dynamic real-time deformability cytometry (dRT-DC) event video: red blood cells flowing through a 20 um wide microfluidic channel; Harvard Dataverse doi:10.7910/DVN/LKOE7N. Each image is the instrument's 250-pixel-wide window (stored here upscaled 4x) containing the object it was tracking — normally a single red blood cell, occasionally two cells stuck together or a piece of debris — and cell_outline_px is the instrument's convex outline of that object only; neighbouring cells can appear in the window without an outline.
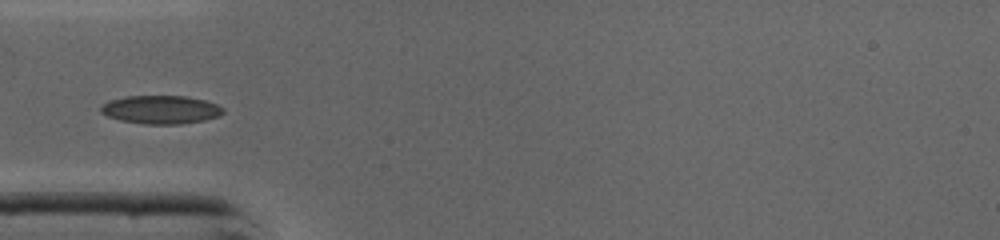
{"species": "common noctule bat (a hibernating species)", "species_latin": "Nyctalus noctula", "temperature_condition": "cold", "stored_images_in_passage": 35, "camera_frame_rate_fps": 3000, "um_per_image_px": 0.085, "animal": {"sex": "male", "body_mass_g": 19.0, "forearm_length_mm": 50.8}, "frame": {"image": 1, "passage_image": 3, "time_ms": 0.667, "image_size_px": [1000, 240], "cell_outline_px": [[224, 112], [220, 116], [204, 120], [180, 124], [144, 124], [120, 120], [108, 116], [100, 112], [100, 108], [104, 104], [112, 100], [128, 96], [184, 96], [204, 100], [216, 104], [224, 108]], "centroid_in_image_um": [13.7, 9.32], "position_along_channel_um": 71.3, "area_um2": 20.06}}
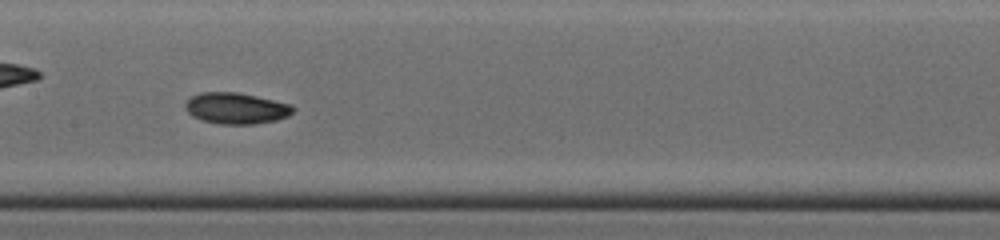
{"frame": {"image": 2, "passage_image": 11, "time_ms": 3.333, "image_size_px": [1000, 240], "cell_outline_px": [[296, 108], [288, 116], [276, 120], [256, 124], [216, 124], [200, 120], [192, 116], [184, 108], [184, 104], [192, 96], [200, 92], [236, 92], [256, 96], [292, 104]], "centroid_in_image_um": [20.06, 9.21], "position_along_channel_um": 187.3, "area_um2": 19.77}}
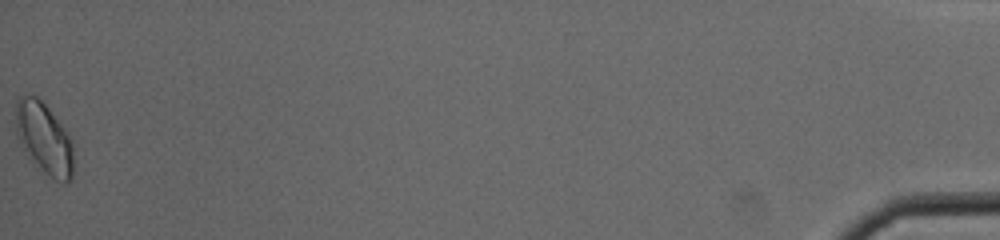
{"frame": {"image": 3, "passage_image": 35, "time_ms": 11.333, "image_size_px": [1000, 240], "cell_outline_px": [[72, 180], [64, 184], [56, 180], [20, 144], [16, 136], [16, 100], [20, 96], [36, 96], [48, 108], [60, 124], [68, 136], [72, 144]], "centroid_in_image_um": [3.74, 11.71], "position_along_channel_um": 431.5, "area_um2": 22.83}, "authors_computed_cell_mechanics": {"area_um2": 19.0162, "velocity_mm_per_s": 4.3534, "shape_relaxation_time_tau1_ms": 2.2855, "shape_relaxation_time_tau2_ms": 3.1024, "deformation_change_tau1": 0.0844, "deformation_change_tau2": 0.058}}